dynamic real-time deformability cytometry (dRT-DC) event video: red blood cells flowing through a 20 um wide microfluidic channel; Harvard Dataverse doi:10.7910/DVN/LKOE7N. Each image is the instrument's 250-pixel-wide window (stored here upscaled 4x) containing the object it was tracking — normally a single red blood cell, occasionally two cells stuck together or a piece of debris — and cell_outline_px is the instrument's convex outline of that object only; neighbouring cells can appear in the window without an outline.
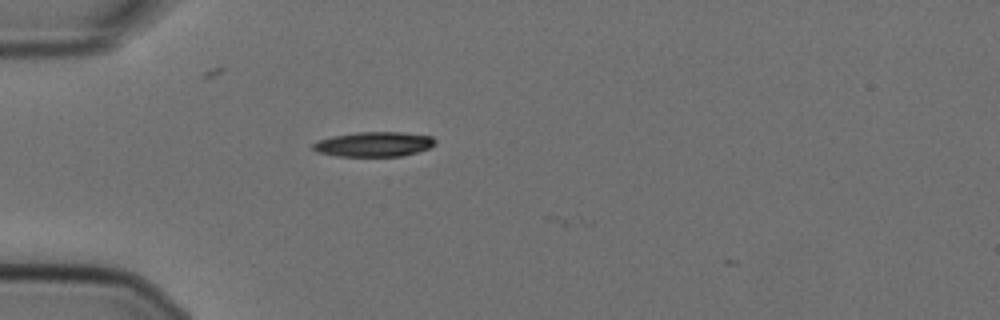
{"species": "Egyptian fruit bat (a non-hibernating species)", "species_latin": "Rousettus aegyptiacus", "temperature_condition": "cold", "stored_images_in_passage": 3, "camera_frame_rate_fps": 3000, "um_per_image_px": 0.085, "animal": {"sex": "female"}, "frame": {"image": 1, "passage_image": 2, "time_ms": 0.333, "image_size_px": [1000, 320], "cell_outline_px": [[436, 144], [428, 148], [416, 152], [400, 156], [336, 156], [316, 152], [312, 148], [312, 144], [320, 140], [332, 136], [356, 132], [400, 132], [432, 136], [436, 140]], "centroid_in_image_um": [31.77, 12.25], "position_along_channel_um": 53.2, "area_um2": 17.63}}